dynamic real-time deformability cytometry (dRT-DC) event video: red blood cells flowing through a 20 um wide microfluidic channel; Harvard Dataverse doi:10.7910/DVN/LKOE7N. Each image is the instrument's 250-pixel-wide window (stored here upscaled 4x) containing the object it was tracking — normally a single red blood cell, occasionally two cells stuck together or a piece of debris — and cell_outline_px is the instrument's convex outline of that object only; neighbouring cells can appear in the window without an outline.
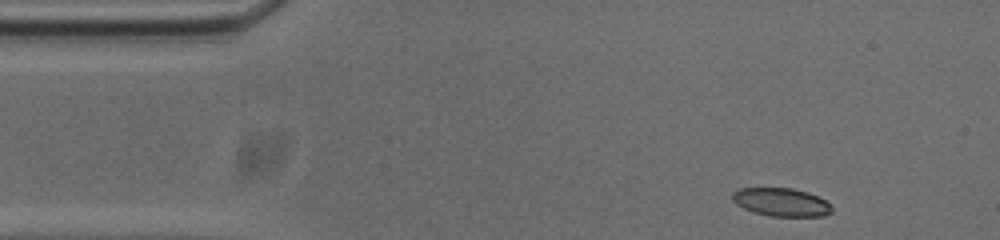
{"species": "common noctule bat (a hibernating species)", "species_latin": "Nyctalus noctula", "temperature_condition": "cold", "stored_images_in_passage": 49, "camera_frame_rate_fps": 3000, "um_per_image_px": 0.085, "animal": {"sex": "male", "body_mass_g": 20.0, "forearm_length_mm": 53.3}, "frame": {"image": 1, "passage_image": 1, "time_ms": 0.0, "image_size_px": [1000, 240], "cell_outline_px": [[832, 212], [824, 216], [772, 216], [752, 212], [736, 204], [732, 200], [732, 192], [736, 188], [792, 188], [808, 192], [832, 204]], "centroid_in_image_um": [66.39, 17.18], "position_along_channel_um": 18.6, "area_um2": 16.47}}
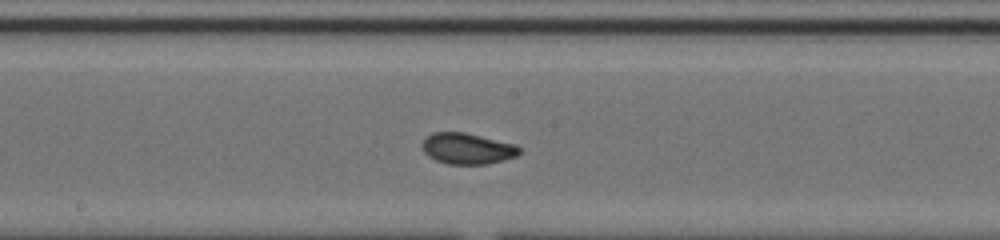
{"frame": {"image": 2, "passage_image": 22, "time_ms": 7.0, "image_size_px": [1000, 240], "cell_outline_px": [[520, 152], [516, 156], [504, 160], [488, 164], [448, 164], [436, 160], [428, 156], [424, 152], [420, 144], [432, 132], [464, 132], [516, 144], [520, 148]], "centroid_in_image_um": [39.72, 12.63], "position_along_channel_um": 208.5, "area_um2": 17.63}}
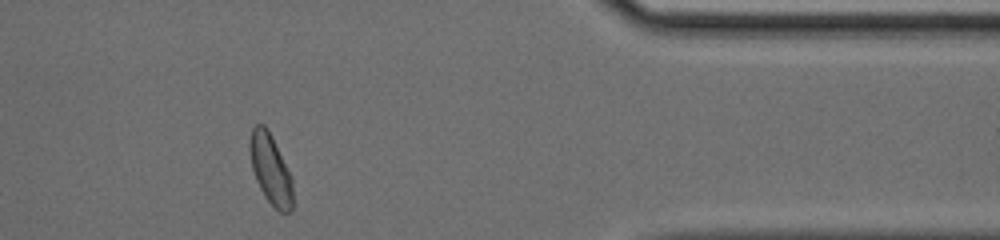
{"frame": {"image": 3, "passage_image": 39, "time_ms": 12.667, "image_size_px": [1000, 240], "cell_outline_px": [[292, 208], [288, 212], [280, 212], [264, 196], [256, 180], [252, 168], [248, 148], [248, 144], [252, 128], [256, 124], [264, 124], [268, 128], [272, 136], [292, 180]], "centroid_in_image_um": [22.96, 14.34], "position_along_channel_um": 388.4, "area_um2": 17.34}, "authors_computed_cell_mechanics": {"area_um2": 17.3978, "velocity_mm_per_s": 3.7163, "shape_relaxation_time_tau1_ms": 4.927, "shape_relaxation_time_tau2_ms": 0.9836, "deformation_change_tau1": 0.1548, "deformation_change_tau2": 0.0531}}